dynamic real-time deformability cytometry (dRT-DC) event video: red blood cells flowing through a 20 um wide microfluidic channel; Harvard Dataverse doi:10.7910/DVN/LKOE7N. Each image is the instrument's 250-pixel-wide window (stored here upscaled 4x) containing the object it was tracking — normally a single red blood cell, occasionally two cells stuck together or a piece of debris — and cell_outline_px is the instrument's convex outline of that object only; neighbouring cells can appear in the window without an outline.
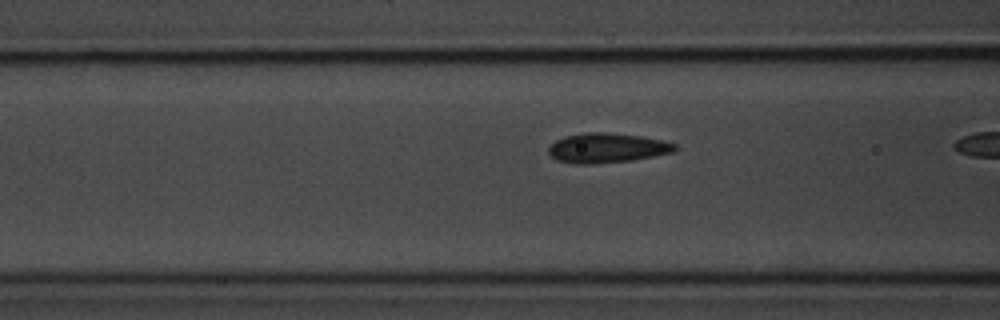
{"species": "common noctule bat (a hibernating species)", "species_latin": "Nyctalus noctula", "temperature_condition": "room temperature", "stored_images_in_passage": 12, "camera_frame_rate_fps": 3000, "um_per_image_px": 0.085, "animal": {"sex": "male", "body_mass_g": 20.1, "forearm_length_mm": 53.5}, "frame": {"image": 1, "passage_image": 10, "time_ms": 3.0, "image_size_px": [1000, 320], "cell_outline_px": [[676, 152], [632, 160], [592, 164], [576, 164], [556, 160], [548, 152], [548, 148], [556, 140], [564, 136], [588, 132], [604, 132], [640, 136], [664, 140], [676, 144]], "centroid_in_image_um": [51.61, 12.58], "position_along_channel_um": 115.0, "area_um2": 21.91}}